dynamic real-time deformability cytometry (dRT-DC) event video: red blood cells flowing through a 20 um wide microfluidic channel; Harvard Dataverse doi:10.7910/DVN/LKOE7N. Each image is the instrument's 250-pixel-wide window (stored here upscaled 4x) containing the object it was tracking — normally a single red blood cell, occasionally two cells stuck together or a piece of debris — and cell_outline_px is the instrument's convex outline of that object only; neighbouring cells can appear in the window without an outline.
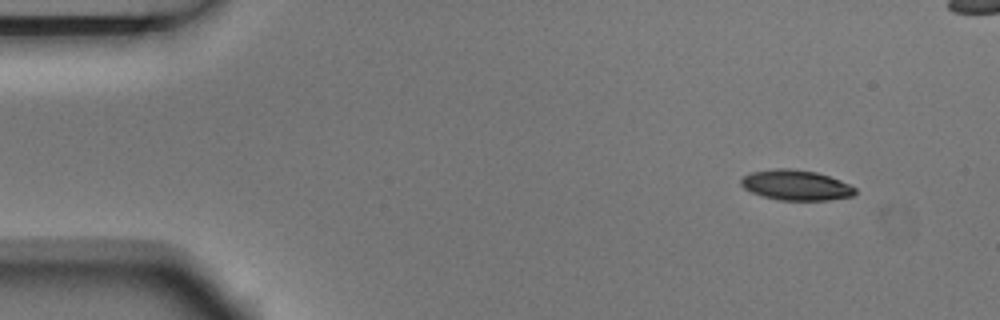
{"species": "Egyptian fruit bat (a non-hibernating species)", "species_latin": "Rousettus aegyptiacus", "temperature_condition": "room temperature", "stored_images_in_passage": 4, "camera_frame_rate_fps": 3000, "um_per_image_px": 0.085, "animal": {"sex": "male"}, "frame": {"image": 1, "passage_image": 1, "time_ms": 0.0, "image_size_px": [1000, 320], "cell_outline_px": [[856, 192], [852, 196], [828, 200], [780, 200], [764, 196], [752, 192], [744, 188], [740, 184], [740, 180], [744, 176], [752, 172], [776, 168], [792, 168], [816, 172], [840, 180], [856, 188]], "centroid_in_image_um": [67.66, 15.73], "position_along_channel_um": 17.3, "area_um2": 20.0}}